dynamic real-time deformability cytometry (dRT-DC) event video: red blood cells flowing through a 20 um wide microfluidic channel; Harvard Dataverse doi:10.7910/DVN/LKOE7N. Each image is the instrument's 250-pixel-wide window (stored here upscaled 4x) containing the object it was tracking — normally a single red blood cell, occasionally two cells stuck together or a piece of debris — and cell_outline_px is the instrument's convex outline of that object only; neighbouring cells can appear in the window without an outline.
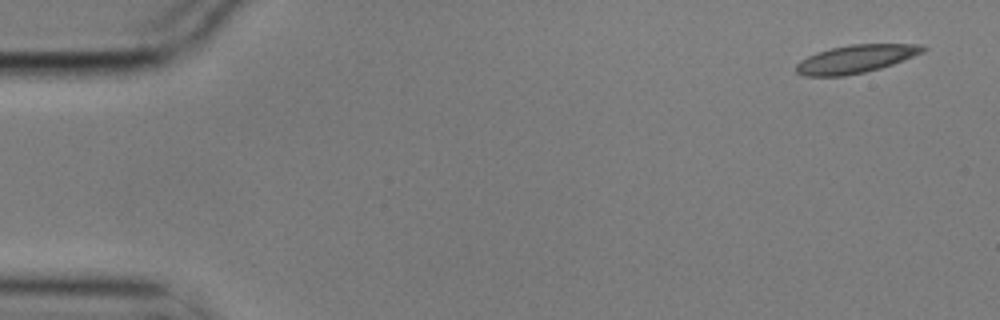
{"species": "common noctule bat (a hibernating species)", "species_latin": "Nyctalus noctula", "temperature_condition": "cold", "stored_images_in_passage": 7, "camera_frame_rate_fps": 3000, "um_per_image_px": 0.085, "animal": {"sex": "male", "body_mass_g": 17.9}, "frame": {"image": 1, "passage_image": 1, "time_ms": 0.0, "image_size_px": [1000, 320], "cell_outline_px": [[928, 48], [924, 52], [904, 60], [880, 68], [864, 72], [844, 76], [804, 76], [796, 72], [796, 64], [800, 60], [816, 52], [832, 48], [852, 44], [924, 44]], "centroid_in_image_um": [72.76, 5.0], "position_along_channel_um": 12.2, "area_um2": 20.75}}
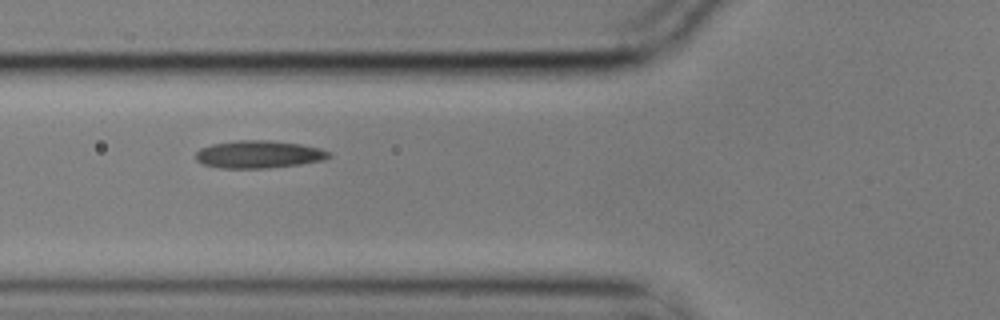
{"frame": {"image": 2, "passage_image": 6, "time_ms": 1.667, "image_size_px": [1000, 320], "cell_outline_px": [[332, 156], [324, 160], [300, 164], [268, 168], [220, 168], [204, 164], [196, 160], [196, 152], [200, 148], [212, 144], [236, 140], [268, 140], [300, 144], [320, 148], [332, 152]], "centroid_in_image_um": [22.02, 13.12], "position_along_channel_um": 103.8, "area_um2": 21.5}}
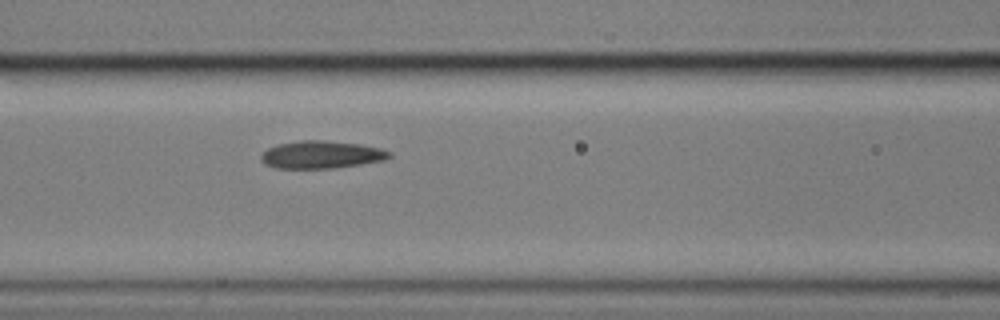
{"frame": {"image": 3, "passage_image": 7, "time_ms": 2.0, "image_size_px": [1000, 320], "cell_outline_px": [[392, 156], [384, 160], [360, 164], [332, 168], [276, 168], [264, 164], [260, 160], [260, 156], [268, 148], [280, 144], [300, 140], [324, 140], [360, 144], [380, 148], [392, 152]], "centroid_in_image_um": [27.32, 13.14], "position_along_channel_um": 139.3, "area_um2": 20.58}}